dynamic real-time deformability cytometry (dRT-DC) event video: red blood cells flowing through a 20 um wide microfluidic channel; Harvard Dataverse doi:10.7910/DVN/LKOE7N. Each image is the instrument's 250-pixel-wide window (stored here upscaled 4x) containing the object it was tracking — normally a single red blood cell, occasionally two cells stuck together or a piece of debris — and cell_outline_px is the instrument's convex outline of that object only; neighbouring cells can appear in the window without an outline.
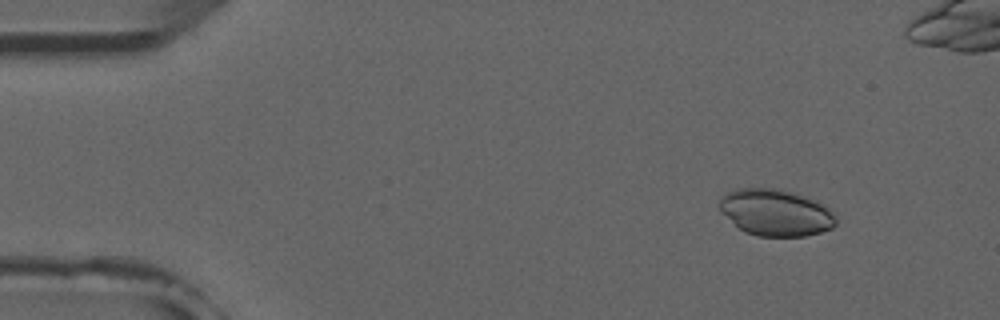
{"species": "common noctule bat (a hibernating species)", "species_latin": "Nyctalus noctula", "temperature_condition": "room temperature", "stored_images_in_passage": 7, "camera_frame_rate_fps": 3000, "um_per_image_px": 0.085, "animal": {"sex": "male", "forearm_length_mm": 52.5}, "frame": {"image": 1, "passage_image": 2, "time_ms": 1.333, "image_size_px": [1000, 320], "cell_outline_px": [[836, 224], [832, 228], [820, 232], [804, 236], [756, 236], [744, 232], [720, 208], [720, 200], [728, 192], [736, 188], [776, 188], [792, 192], [816, 200], [836, 212]], "centroid_in_image_um": [66.0, 18.07], "position_along_channel_um": 19.0, "area_um2": 31.44}}
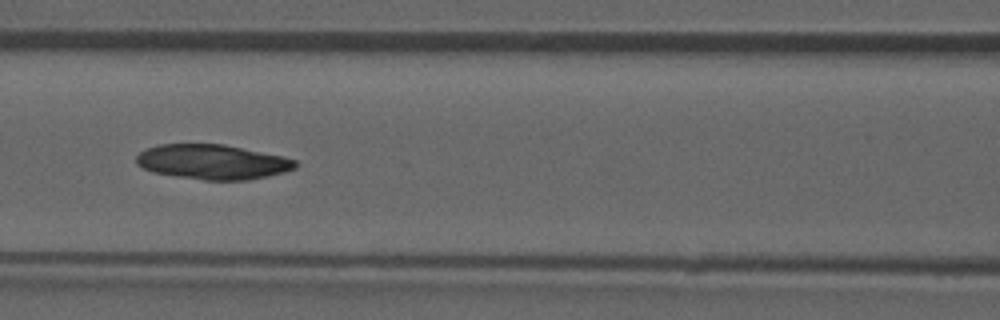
{"frame": {"image": 2, "passage_image": 7, "time_ms": 7.0, "image_size_px": [1000, 320], "cell_outline_px": [[296, 168], [284, 172], [268, 176], [248, 180], [204, 180], [176, 176], [152, 172], [136, 164], [136, 156], [140, 152], [148, 148], [160, 144], [224, 144], [284, 156], [296, 160]], "centroid_in_image_um": [18.08, 13.76], "position_along_channel_um": 148.5, "area_um2": 32.31}}